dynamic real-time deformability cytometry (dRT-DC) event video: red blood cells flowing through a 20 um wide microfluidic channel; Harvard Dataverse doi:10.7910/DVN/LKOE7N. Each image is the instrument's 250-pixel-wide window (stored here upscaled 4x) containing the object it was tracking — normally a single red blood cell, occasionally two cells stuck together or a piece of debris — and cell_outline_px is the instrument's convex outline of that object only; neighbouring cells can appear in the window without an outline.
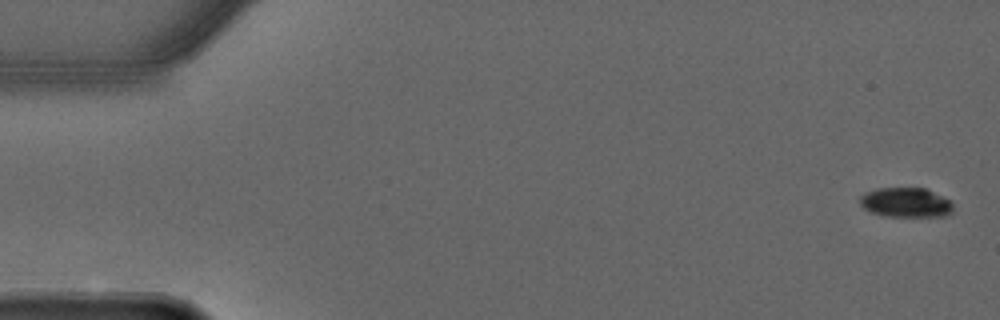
{"species": "common noctule bat (a hibernating species)", "species_latin": "Nyctalus noctula", "temperature_condition": "warm", "stored_images_in_passage": 11, "camera_frame_rate_fps": 3000, "um_per_image_px": 0.085, "animal": {"sex": "male", "forearm_length_mm": 52.5}, "frame": {"image": 1, "passage_image": 1, "time_ms": 0.0, "image_size_px": [1000, 320], "cell_outline_px": [[952, 212], [948, 216], [884, 216], [872, 212], [864, 208], [860, 204], [860, 196], [864, 192], [876, 188], [924, 188], [948, 200], [952, 204]], "centroid_in_image_um": [76.96, 17.21], "position_along_channel_um": 8.0, "area_um2": 15.95}}